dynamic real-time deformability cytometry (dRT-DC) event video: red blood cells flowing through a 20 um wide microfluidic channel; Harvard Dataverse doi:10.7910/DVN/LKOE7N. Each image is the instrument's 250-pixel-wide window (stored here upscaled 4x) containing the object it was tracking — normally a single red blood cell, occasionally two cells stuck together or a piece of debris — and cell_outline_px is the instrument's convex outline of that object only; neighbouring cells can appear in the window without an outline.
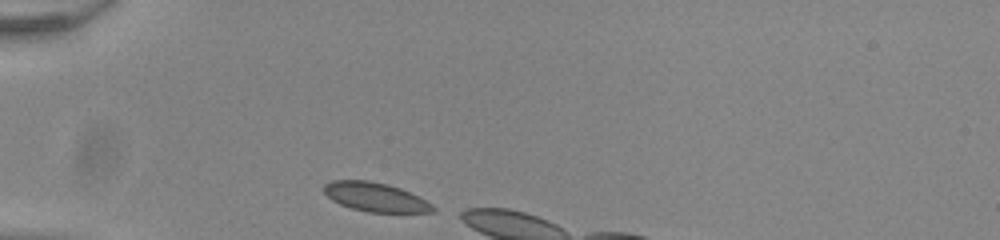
{"species": "common noctule bat (a hibernating species)", "species_latin": "Nyctalus noctula", "temperature_condition": "room temperature", "stored_images_in_passage": 3, "camera_frame_rate_fps": 3000, "um_per_image_px": 0.085, "animal": {"sex": "male", "body_mass_g": 20.0, "forearm_length_mm": 53.3}, "frame": {"image": 1, "passage_image": 1, "time_ms": 0.0, "image_size_px": [1000, 240], "cell_outline_px": [[436, 212], [368, 212], [352, 208], [340, 204], [332, 200], [324, 192], [324, 184], [332, 180], [368, 180], [388, 184], [400, 188], [420, 196], [432, 204], [436, 208]], "centroid_in_image_um": [31.93, 16.74], "position_along_channel_um": 53.1, "area_um2": 18.5}}